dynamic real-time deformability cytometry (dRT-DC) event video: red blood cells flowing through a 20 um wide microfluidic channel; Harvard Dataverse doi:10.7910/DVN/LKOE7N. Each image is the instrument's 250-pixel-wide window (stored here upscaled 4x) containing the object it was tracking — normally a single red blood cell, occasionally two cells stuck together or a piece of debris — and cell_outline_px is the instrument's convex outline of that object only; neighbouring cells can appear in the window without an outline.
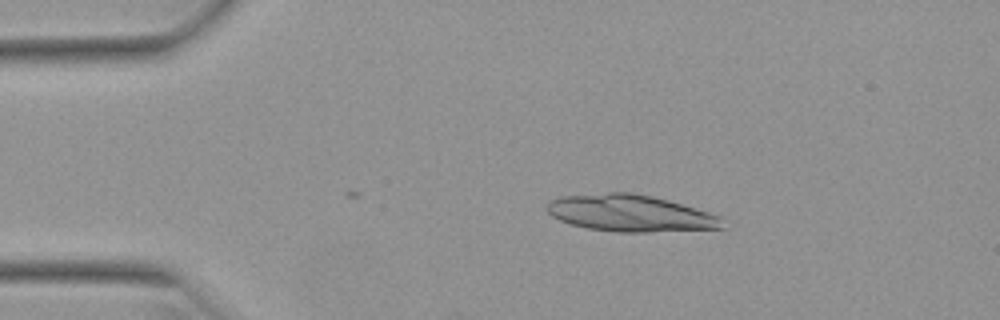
{"species": "Egyptian fruit bat (a non-hibernating species)", "species_latin": "Rousettus aegyptiacus", "temperature_condition": "warm", "stored_images_in_passage": 4, "camera_frame_rate_fps": 3000, "um_per_image_px": 0.085, "animal": {"sex": "female"}, "frame": {"image": 1, "passage_image": 1, "time_ms": 0.0, "image_size_px": [1000, 320], "cell_outline_px": [[728, 228], [648, 232], [616, 232], [588, 228], [572, 224], [560, 220], [552, 216], [544, 208], [548, 200], [560, 196], [608, 192], [632, 192], [652, 196], [668, 200], [708, 212], [720, 216]], "centroid_in_image_um": [53.56, 18.12], "position_along_channel_um": 31.4, "area_um2": 37.86}}